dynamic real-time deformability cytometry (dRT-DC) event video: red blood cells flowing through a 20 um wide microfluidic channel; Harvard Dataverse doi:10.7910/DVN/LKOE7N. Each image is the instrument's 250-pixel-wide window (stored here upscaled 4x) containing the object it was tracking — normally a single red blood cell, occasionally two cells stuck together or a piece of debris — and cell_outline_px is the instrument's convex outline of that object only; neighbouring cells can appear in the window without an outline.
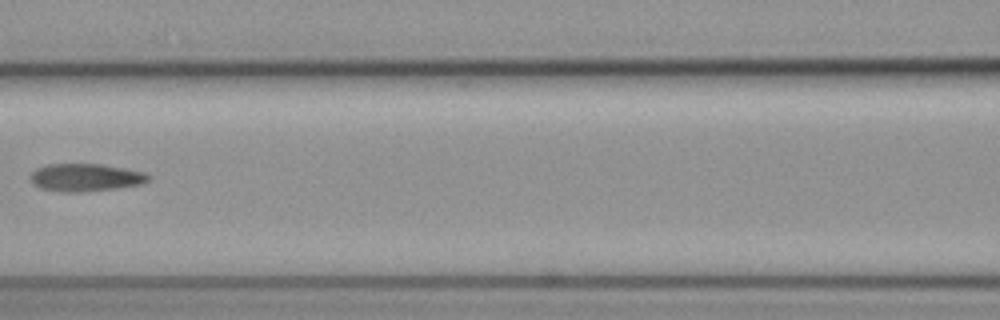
{"species": "common noctule bat (a hibernating species)", "species_latin": "Nyctalus noctula", "temperature_condition": "cold", "stored_images_in_passage": 8, "camera_frame_rate_fps": 3000, "um_per_image_px": 0.085, "animal": {"sex": "female", "body_mass_g": 19.3, "forearm_length_mm": 54.1}, "frame": {"image": 1, "passage_image": 7, "time_ms": 2.0, "image_size_px": [1000, 320], "cell_outline_px": [[152, 176], [148, 180], [140, 184], [116, 188], [80, 192], [64, 192], [40, 188], [32, 184], [32, 172], [36, 168], [48, 164], [100, 164], [124, 168], [144, 172]], "centroid_in_image_um": [7.27, 15.08], "position_along_channel_um": 159.3, "area_um2": 18.9}}
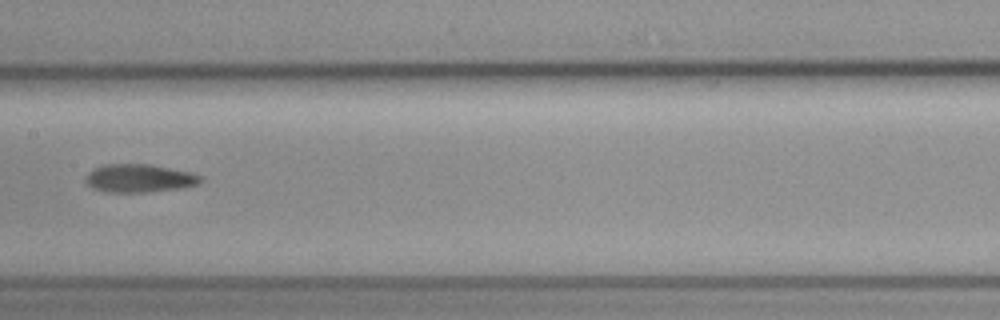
{"frame": {"image": 2, "passage_image": 8, "time_ms": 2.333, "image_size_px": [1000, 320], "cell_outline_px": [[204, 180], [196, 184], [184, 188], [148, 192], [104, 192], [92, 188], [84, 180], [88, 172], [92, 168], [104, 164], [152, 164], [192, 172], [204, 176]], "centroid_in_image_um": [11.86, 15.15], "position_along_channel_um": 195.5, "area_um2": 19.31}}